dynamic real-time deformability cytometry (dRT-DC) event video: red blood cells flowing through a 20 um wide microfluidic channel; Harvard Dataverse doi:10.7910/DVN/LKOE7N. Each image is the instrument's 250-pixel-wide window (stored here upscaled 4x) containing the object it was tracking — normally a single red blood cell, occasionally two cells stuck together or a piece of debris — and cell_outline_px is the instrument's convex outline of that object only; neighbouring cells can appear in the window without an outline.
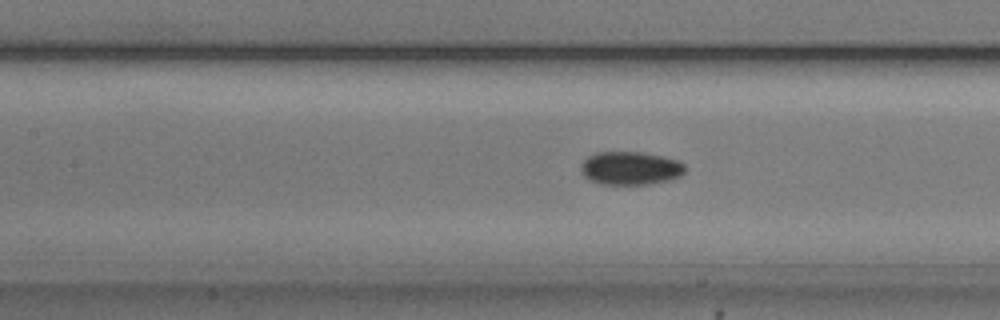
{"species": "common noctule bat (a hibernating species)", "species_latin": "Nyctalus noctula", "temperature_condition": "cold", "stored_images_in_passage": 53, "camera_frame_rate_fps": 3000, "um_per_image_px": 0.085, "animal": {"sex": "male", "body_mass_g": 20.5, "forearm_length_mm": 52.5}, "frame": {"image": 1, "passage_image": 23, "time_ms": 7.333, "image_size_px": [1000, 320], "cell_outline_px": [[684, 172], [680, 176], [672, 180], [652, 184], [600, 184], [584, 176], [584, 160], [588, 156], [596, 152], [640, 152], [680, 160], [684, 164]], "centroid_in_image_um": [53.65, 14.3], "position_along_channel_um": 153.7, "area_um2": 20.0}}
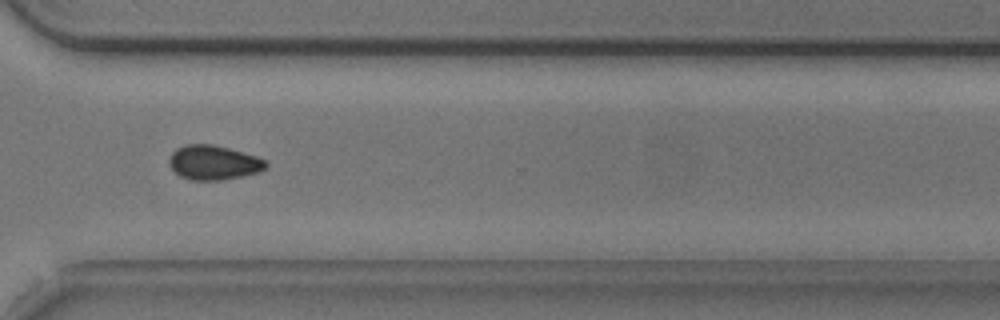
{"frame": {"image": 2, "passage_image": 39, "time_ms": 12.667, "image_size_px": [1000, 320], "cell_outline_px": [[268, 168], [260, 172], [220, 180], [192, 180], [180, 176], [168, 164], [168, 160], [172, 152], [176, 148], [184, 144], [212, 144], [228, 148], [256, 156], [264, 160], [268, 164]], "centroid_in_image_um": [18.14, 13.81], "position_along_channel_um": 352.5, "area_um2": 19.42}}
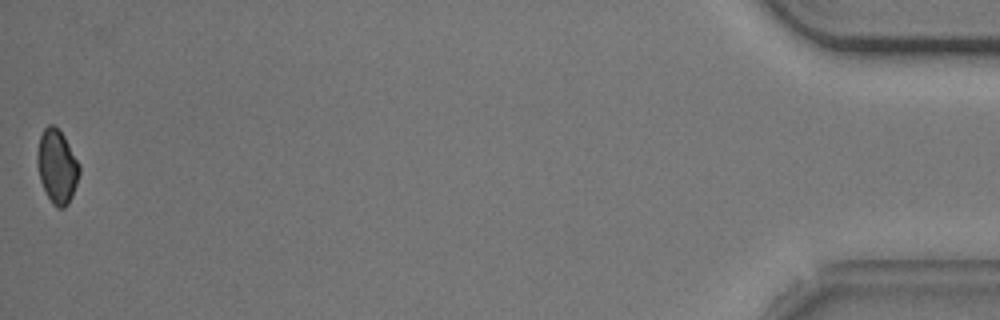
{"frame": {"image": 3, "passage_image": 53, "time_ms": 17.333, "image_size_px": [1000, 320], "cell_outline_px": [[80, 172], [72, 196], [68, 204], [64, 208], [56, 208], [52, 204], [40, 180], [36, 160], [36, 152], [40, 136], [44, 128], [48, 124], [52, 124], [64, 136], [80, 164]], "centroid_in_image_um": [4.84, 14.15], "position_along_channel_um": 430.4, "area_um2": 18.09}, "authors_computed_cell_mechanics": {"area_um2": 19.4786, "velocity_mm_per_s": 3.735, "shape_relaxation_time_tau1_ms": 1.7536, "shape_relaxation_time_tau2_ms": 7.4107, "deformation_change_tau1": 0.0677, "deformation_change_tau2": 0.0598}}